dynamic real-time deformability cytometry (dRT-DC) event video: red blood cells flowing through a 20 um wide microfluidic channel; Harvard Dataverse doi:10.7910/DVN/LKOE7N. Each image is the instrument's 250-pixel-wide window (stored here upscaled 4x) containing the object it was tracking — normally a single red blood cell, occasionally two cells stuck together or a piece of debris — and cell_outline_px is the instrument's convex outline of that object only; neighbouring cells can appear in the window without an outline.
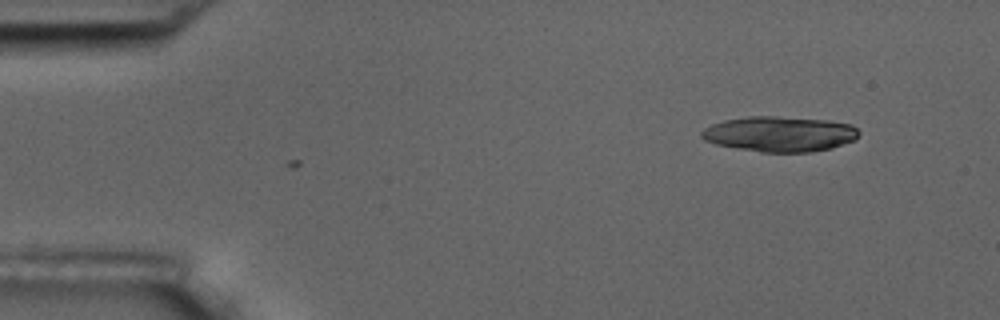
{"species": "common noctule bat (a hibernating species)", "species_latin": "Nyctalus noctula", "temperature_condition": "room temperature", "stored_images_in_passage": 8, "camera_frame_rate_fps": 3000, "um_per_image_px": 0.085, "animal": {"sex": "male", "body_mass_g": 17.5, "forearm_length_mm": 52.3}, "frame": {"image": 1, "passage_image": 8, "time_ms": 2.333, "image_size_px": [1000, 320], "cell_outline_px": [[860, 132], [856, 140], [832, 148], [812, 152], [760, 152], [736, 148], [716, 144], [704, 140], [700, 136], [700, 132], [704, 128], [712, 124], [724, 120], [748, 116], [776, 116], [828, 120], [852, 124]], "centroid_in_image_um": [66.29, 11.39], "position_along_channel_um": 18.7, "area_um2": 32.66}}